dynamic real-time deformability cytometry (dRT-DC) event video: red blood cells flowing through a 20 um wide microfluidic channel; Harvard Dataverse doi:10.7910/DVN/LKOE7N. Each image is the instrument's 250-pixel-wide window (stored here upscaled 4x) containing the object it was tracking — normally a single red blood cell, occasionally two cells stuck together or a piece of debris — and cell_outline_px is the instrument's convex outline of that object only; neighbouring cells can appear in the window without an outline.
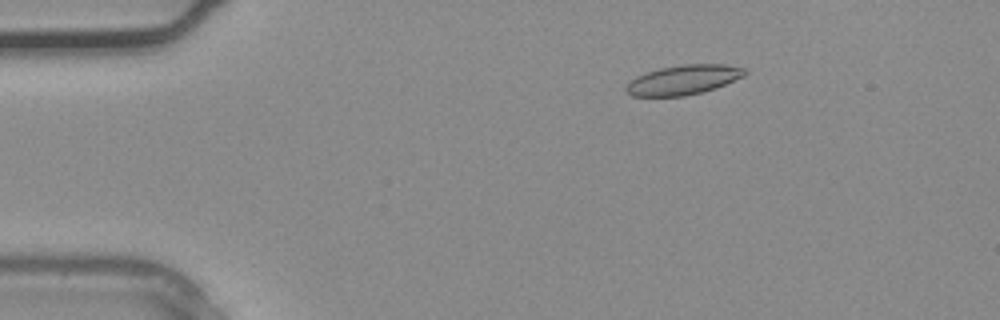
{"species": "common noctule bat (a hibernating species)", "species_latin": "Nyctalus noctula", "temperature_condition": "warm", "stored_images_in_passage": 28, "camera_frame_rate_fps": 3000, "um_per_image_px": 0.085, "animal": {"sex": "male", "body_mass_g": 20.4}, "frame": {"image": 1, "passage_image": 1, "time_ms": 0.0, "image_size_px": [1000, 320], "cell_outline_px": [[748, 72], [744, 76], [716, 88], [704, 92], [684, 96], [632, 96], [624, 92], [624, 88], [636, 76], [644, 72], [660, 68], [684, 64], [724, 64], [744, 68]], "centroid_in_image_um": [58.07, 6.79], "position_along_channel_um": 26.9, "area_um2": 20.63}}